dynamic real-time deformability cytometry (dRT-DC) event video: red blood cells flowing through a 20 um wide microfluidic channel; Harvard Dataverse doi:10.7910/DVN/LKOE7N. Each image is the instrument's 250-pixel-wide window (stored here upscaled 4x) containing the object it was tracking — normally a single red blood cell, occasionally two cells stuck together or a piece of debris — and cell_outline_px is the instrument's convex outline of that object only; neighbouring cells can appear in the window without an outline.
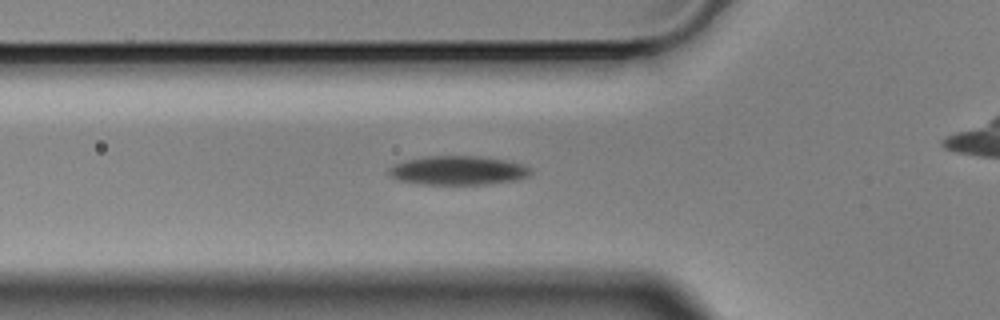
{"species": "Egyptian fruit bat (a non-hibernating species)", "species_latin": "Rousettus aegyptiacus", "temperature_condition": "cold", "stored_images_in_passage": 31, "camera_frame_rate_fps": 3000, "um_per_image_px": 0.085, "animal": {"sex": "male"}, "frame": {"image": 1, "passage_image": 10, "time_ms": 3.0, "image_size_px": [1000, 320], "cell_outline_px": [[532, 172], [528, 176], [516, 180], [488, 184], [424, 184], [400, 180], [392, 176], [388, 172], [388, 168], [396, 164], [408, 160], [428, 156], [480, 156], [504, 160], [524, 164], [532, 168]], "centroid_in_image_um": [39.0, 14.48], "position_along_channel_um": 86.8, "area_um2": 23.76}}
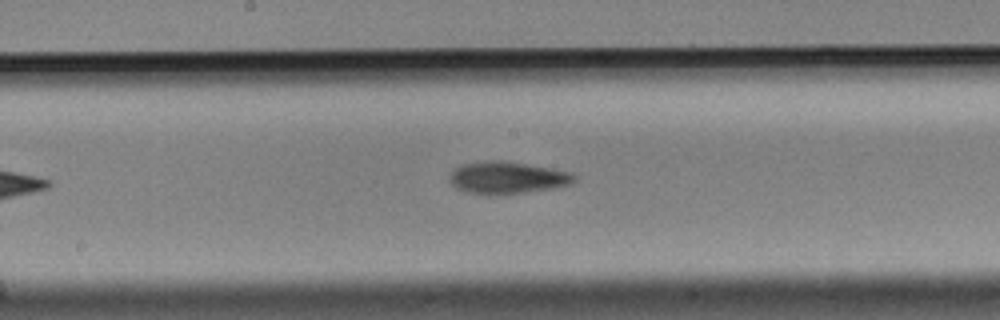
{"frame": {"image": 2, "passage_image": 20, "time_ms": 6.333, "image_size_px": [1000, 320], "cell_outline_px": [[576, 180], [572, 184], [552, 188], [524, 192], [468, 192], [456, 188], [448, 180], [448, 176], [456, 168], [464, 164], [484, 160], [504, 160], [552, 168], [572, 172], [576, 176]], "centroid_in_image_um": [43.16, 15.05], "position_along_channel_um": 205.0, "area_um2": 22.83}}
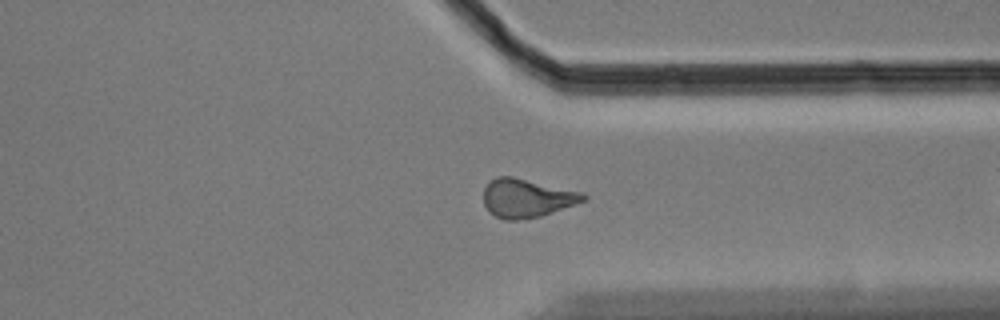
{"frame": {"image": 3, "passage_image": 30, "time_ms": 9.667, "image_size_px": [1000, 320], "cell_outline_px": [[588, 196], [584, 200], [576, 204], [540, 216], [524, 220], [504, 220], [496, 216], [484, 204], [484, 188], [488, 180], [496, 176], [512, 176], [584, 192]], "centroid_in_image_um": [44.78, 16.82], "position_along_channel_um": 366.6, "area_um2": 22.54}}